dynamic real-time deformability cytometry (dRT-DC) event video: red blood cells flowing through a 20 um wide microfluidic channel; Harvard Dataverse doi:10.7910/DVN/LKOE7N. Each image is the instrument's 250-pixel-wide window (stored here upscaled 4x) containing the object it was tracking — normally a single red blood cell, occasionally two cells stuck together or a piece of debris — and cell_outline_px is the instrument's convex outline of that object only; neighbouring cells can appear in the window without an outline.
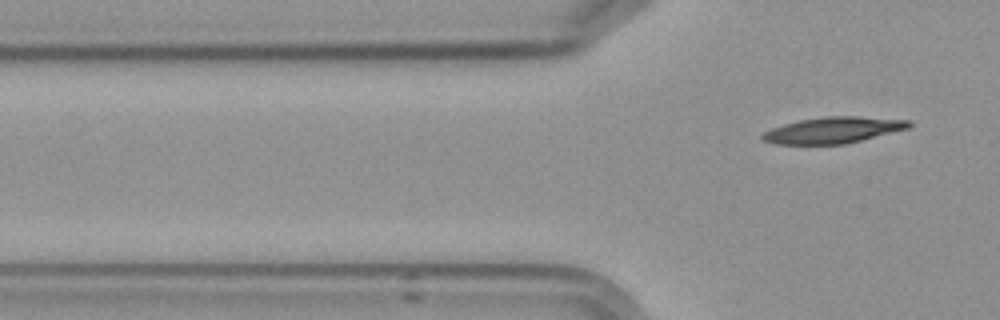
{"species": "Egyptian fruit bat (a non-hibernating species)", "species_latin": "Rousettus aegyptiacus", "temperature_condition": "cold", "stored_images_in_passage": 2, "camera_frame_rate_fps": 3000, "um_per_image_px": 0.085, "frame": {"image": 1, "passage_image": 2, "time_ms": 2.0, "image_size_px": [1000, 320], "cell_outline_px": [[912, 124], [908, 128], [844, 144], [776, 144], [764, 140], [760, 136], [764, 132], [772, 128], [784, 124], [800, 120], [824, 116], [860, 116], [912, 120]], "centroid_in_image_um": [70.83, 11.04], "position_along_channel_um": 55.0, "area_um2": 22.2}}